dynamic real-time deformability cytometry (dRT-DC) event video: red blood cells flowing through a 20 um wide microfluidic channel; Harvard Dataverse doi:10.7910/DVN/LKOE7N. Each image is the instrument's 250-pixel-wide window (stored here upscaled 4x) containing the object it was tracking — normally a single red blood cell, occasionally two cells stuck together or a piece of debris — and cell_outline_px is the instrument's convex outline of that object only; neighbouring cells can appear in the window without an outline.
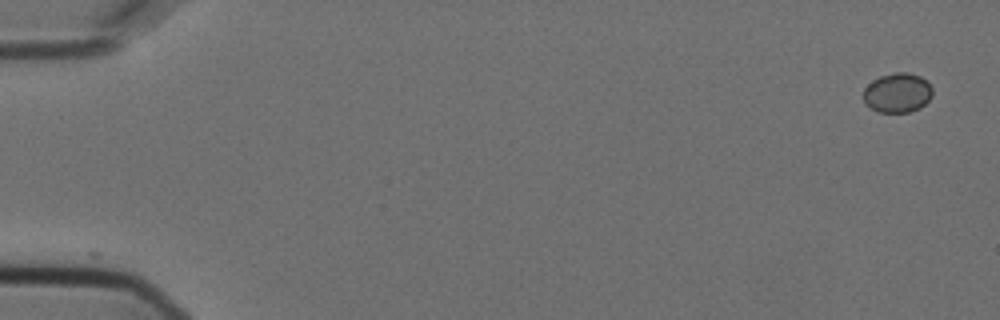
{"species": "Egyptian fruit bat (a non-hibernating species)", "species_latin": "Rousettus aegyptiacus", "temperature_condition": "cold", "stored_images_in_passage": 6, "camera_frame_rate_fps": 3000, "um_per_image_px": 0.085, "animal": {"sex": "female"}, "frame": {"image": 1, "passage_image": 1, "time_ms": 0.0, "image_size_px": [1000, 320], "cell_outline_px": [[932, 96], [920, 108], [908, 112], [876, 112], [864, 104], [864, 88], [872, 80], [880, 76], [896, 72], [908, 72], [920, 76], [932, 88]], "centroid_in_image_um": [76.25, 7.89], "position_along_channel_um": 8.7, "area_um2": 15.95}}